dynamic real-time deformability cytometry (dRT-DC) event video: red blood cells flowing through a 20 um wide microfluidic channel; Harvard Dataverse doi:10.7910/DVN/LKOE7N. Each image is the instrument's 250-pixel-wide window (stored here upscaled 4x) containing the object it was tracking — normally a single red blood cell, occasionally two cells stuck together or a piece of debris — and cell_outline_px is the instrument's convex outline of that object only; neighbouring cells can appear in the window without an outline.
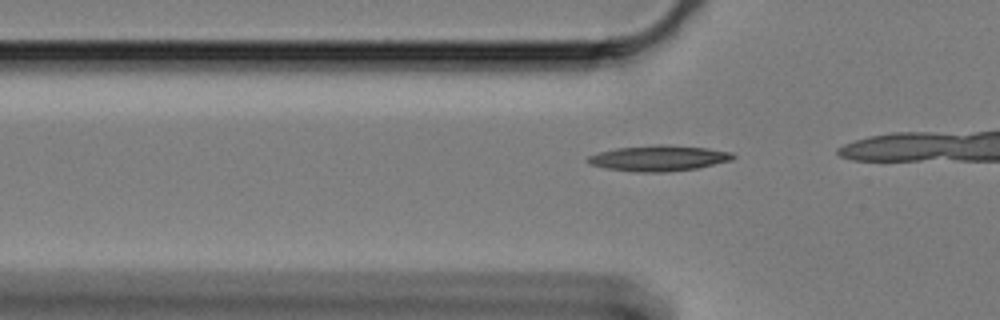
{"species": "Egyptian fruit bat (a non-hibernating species)", "species_latin": "Rousettus aegyptiacus", "temperature_condition": "cold", "stored_images_in_passage": 20, "camera_frame_rate_fps": 3000, "um_per_image_px": 0.085, "animal": {"sex": "female"}, "frame": {"image": 1, "passage_image": 14, "time_ms": 4.333, "image_size_px": [1000, 320], "cell_outline_px": [[736, 156], [732, 160], [696, 168], [664, 172], [636, 172], [608, 168], [592, 164], [588, 160], [588, 156], [600, 152], [616, 148], [656, 144], [664, 144], [708, 148], [732, 152]], "centroid_in_image_um": [56.04, 13.43], "position_along_channel_um": 69.8, "area_um2": 21.5}}
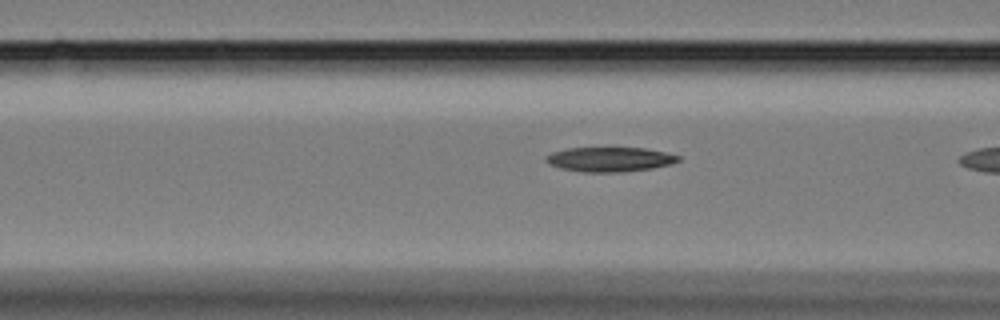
{"frame": {"image": 2, "passage_image": 18, "time_ms": 5.667, "image_size_px": [1000, 320], "cell_outline_px": [[680, 160], [672, 164], [652, 168], [620, 172], [584, 172], [560, 168], [548, 164], [544, 160], [544, 156], [552, 152], [568, 148], [644, 148], [664, 152], [680, 156]], "centroid_in_image_um": [51.79, 13.55], "position_along_channel_um": 114.8, "area_um2": 18.96}}